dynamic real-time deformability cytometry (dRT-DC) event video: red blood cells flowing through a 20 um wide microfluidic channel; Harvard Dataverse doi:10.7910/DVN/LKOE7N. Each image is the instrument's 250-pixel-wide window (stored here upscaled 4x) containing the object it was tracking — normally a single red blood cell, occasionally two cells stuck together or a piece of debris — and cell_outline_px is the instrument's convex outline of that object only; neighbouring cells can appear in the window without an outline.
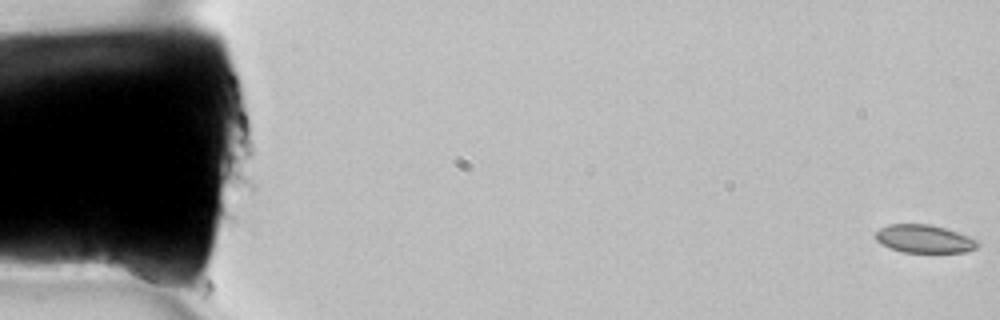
{"species": "common noctule bat (a hibernating species)", "species_latin": "Nyctalus noctula", "temperature_condition": "room temperature", "stored_images_in_passage": 10, "camera_frame_rate_fps": 3000, "um_per_image_px": 0.085, "animal": {"sex": "female", "body_mass_g": 22.7, "forearm_length_mm": 54.2}, "frame": {"image": 1, "passage_image": 1, "time_ms": 0.0, "image_size_px": [1000, 320], "cell_outline_px": [[980, 244], [976, 248], [964, 252], [904, 252], [892, 248], [876, 240], [876, 232], [880, 228], [888, 224], [932, 224], [980, 240]], "centroid_in_image_um": [78.6, 20.29], "position_along_channel_um": 6.4, "area_um2": 16.53}}
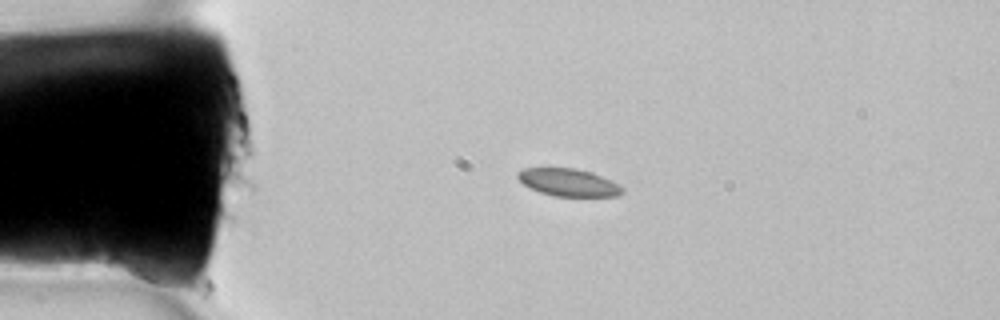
{"frame": {"image": 2, "passage_image": 7, "time_ms": 2.0, "image_size_px": [1000, 320], "cell_outline_px": [[624, 192], [616, 196], [552, 196], [540, 192], [524, 184], [516, 176], [516, 172], [524, 168], [572, 168], [592, 172], [620, 184], [624, 188]], "centroid_in_image_um": [48.34, 15.5], "position_along_channel_um": 36.7, "area_um2": 16.76}}